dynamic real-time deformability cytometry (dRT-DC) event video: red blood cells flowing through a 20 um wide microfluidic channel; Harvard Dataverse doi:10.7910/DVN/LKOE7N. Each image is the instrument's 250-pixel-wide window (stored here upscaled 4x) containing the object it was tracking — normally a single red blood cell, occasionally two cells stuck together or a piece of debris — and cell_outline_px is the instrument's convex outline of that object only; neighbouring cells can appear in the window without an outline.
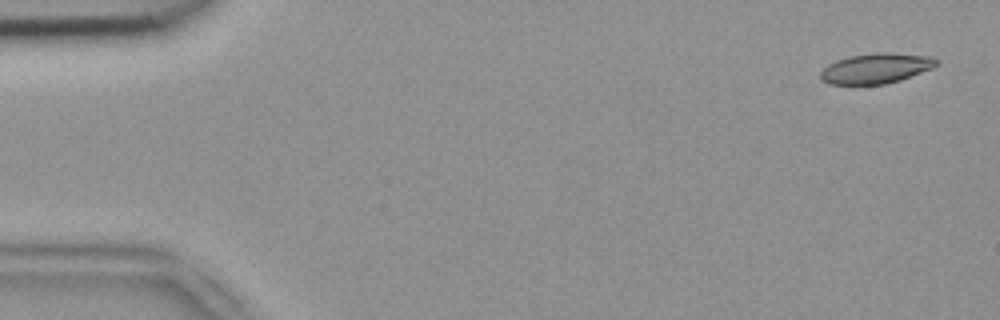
{"species": "common noctule bat (a hibernating species)", "species_latin": "Nyctalus noctula", "temperature_condition": "room temperature", "stored_images_in_passage": 48, "camera_frame_rate_fps": 3000, "um_per_image_px": 0.085, "animal": {"sex": "female", "body_mass_g": 18.4}, "frame": {"image": 1, "passage_image": 2, "time_ms": 0.333, "image_size_px": [1000, 320], "cell_outline_px": [[940, 64], [932, 68], [900, 80], [884, 84], [828, 84], [820, 80], [820, 72], [828, 64], [836, 60], [848, 56], [880, 52], [888, 52], [932, 56], [940, 60]], "centroid_in_image_um": [74.47, 5.8], "position_along_channel_um": 10.5, "area_um2": 20.58}}
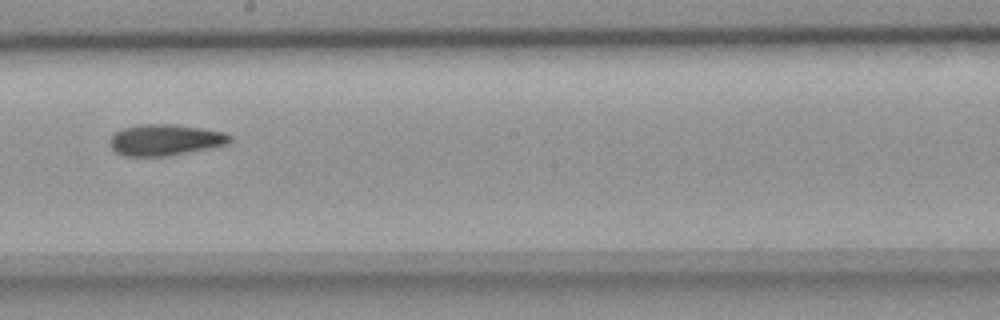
{"frame": {"image": 2, "passage_image": 29, "time_ms": 9.333, "image_size_px": [1000, 320], "cell_outline_px": [[232, 140], [228, 144], [168, 156], [124, 156], [116, 152], [112, 148], [112, 136], [116, 132], [124, 128], [140, 124], [176, 124], [204, 128], [224, 132], [232, 136]], "centroid_in_image_um": [14.09, 11.88], "position_along_channel_um": 234.1, "area_um2": 21.73}}
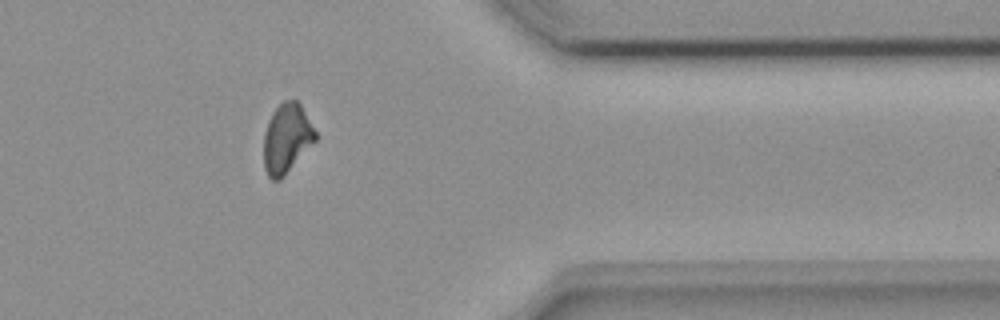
{"frame": {"image": 3, "passage_image": 42, "time_ms": 13.667, "image_size_px": [1000, 320], "cell_outline_px": [[316, 140], [284, 176], [280, 180], [272, 180], [268, 176], [264, 168], [264, 132], [268, 120], [272, 112], [284, 100], [296, 100], [300, 104], [316, 132]], "centroid_in_image_um": [24.35, 11.77], "position_along_channel_um": 387.1, "area_um2": 20.75}, "authors_computed_cell_mechanics": {"area_um2": 21.4149, "velocity_mm_per_s": 3.9084, "shape_relaxation_time_tau1_ms": null, "shape_relaxation_time_tau2_ms": 4.9206, "deformation_change_tau1": null, "deformation_change_tau2": 0.1038}}